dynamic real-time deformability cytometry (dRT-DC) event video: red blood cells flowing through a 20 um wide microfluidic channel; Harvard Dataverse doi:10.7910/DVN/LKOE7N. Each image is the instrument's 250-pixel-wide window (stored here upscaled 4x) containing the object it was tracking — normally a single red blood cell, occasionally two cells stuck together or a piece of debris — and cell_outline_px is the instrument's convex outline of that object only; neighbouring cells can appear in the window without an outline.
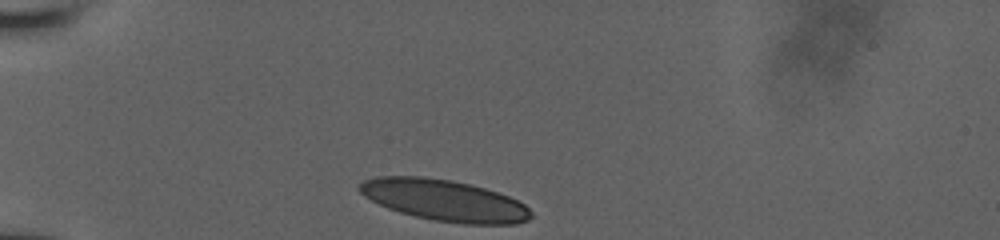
{"species": "human", "species_latin": "Homo sapiens", "temperature_condition": "room temperature", "stored_images_in_passage": 31, "camera_frame_rate_fps": 3000, "um_per_image_px": 0.085, "donor": {"sex": "male"}, "frame": {"image": 1, "passage_image": 1, "time_ms": 0.0, "image_size_px": [1000, 240], "cell_outline_px": [[532, 216], [528, 220], [516, 224], [464, 224], [432, 220], [400, 212], [388, 208], [364, 196], [360, 192], [360, 184], [364, 180], [376, 176], [424, 176], [452, 180], [472, 184], [508, 196], [524, 204], [532, 212]], "centroid_in_image_um": [37.78, 17.02], "position_along_channel_um": 47.2, "area_um2": 41.21}}
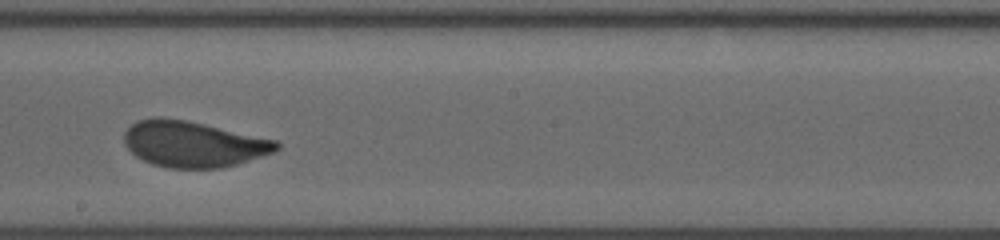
{"frame": {"image": 2, "passage_image": 18, "time_ms": 5.667, "image_size_px": [1000, 240], "cell_outline_px": [[280, 148], [276, 152], [236, 164], [220, 168], [168, 168], [152, 164], [136, 156], [124, 144], [124, 132], [132, 124], [140, 120], [152, 116], [160, 116], [184, 120], [204, 124], [276, 140], [280, 144]], "centroid_in_image_um": [16.42, 12.24], "position_along_channel_um": 231.8, "area_um2": 40.75}}
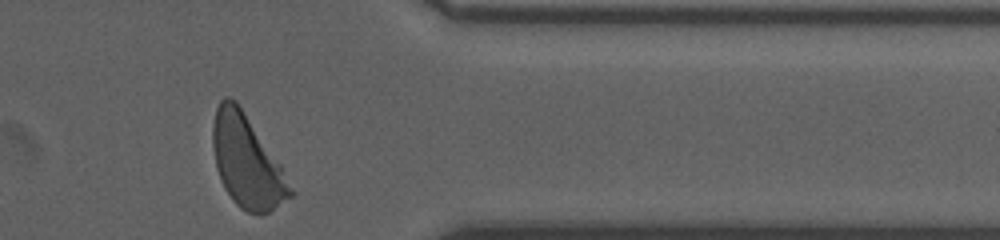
{"frame": {"image": 3, "passage_image": 31, "time_ms": 10.0, "image_size_px": [1000, 240], "cell_outline_px": [[292, 196], [268, 212], [260, 216], [248, 212], [240, 208], [236, 204], [224, 188], [220, 180], [216, 168], [212, 144], [212, 124], [216, 108], [220, 100], [224, 96], [228, 96], [236, 100], [280, 164], [292, 192]], "centroid_in_image_um": [20.93, 13.72], "position_along_channel_um": 390.5, "area_um2": 41.21}, "authors_computed_cell_mechanics": {"area_um2": 41.0958, "velocity_mm_per_s": 3.9007, "shape_relaxation_time_tau1_ms": 3.6142, "shape_relaxation_time_tau2_ms": null, "deformation_change_tau1": 0.1323, "deformation_change_tau2": null}}